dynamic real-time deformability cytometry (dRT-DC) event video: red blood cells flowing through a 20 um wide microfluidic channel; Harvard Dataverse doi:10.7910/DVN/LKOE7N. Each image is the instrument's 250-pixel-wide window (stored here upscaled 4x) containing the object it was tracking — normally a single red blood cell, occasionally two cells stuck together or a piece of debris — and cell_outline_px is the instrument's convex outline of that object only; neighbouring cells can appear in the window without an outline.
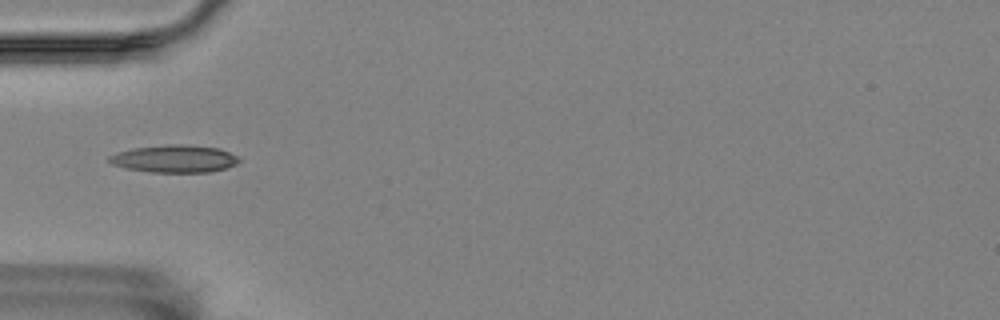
{"species": "Egyptian fruit bat (a non-hibernating species)", "species_latin": "Rousettus aegyptiacus", "temperature_condition": "room temperature", "stored_images_in_passage": 18, "camera_frame_rate_fps": 3000, "um_per_image_px": 0.085, "animal": {"sex": "female"}, "frame": {"image": 1, "passage_image": 1, "time_ms": 0.0, "image_size_px": [1000, 320], "cell_outline_px": [[240, 160], [236, 164], [228, 168], [212, 172], [152, 172], [124, 168], [112, 164], [108, 160], [108, 156], [116, 152], [132, 148], [168, 144], [184, 144], [220, 148], [236, 156]], "centroid_in_image_um": [14.82, 13.49], "position_along_channel_um": 70.2, "area_um2": 20.98}}
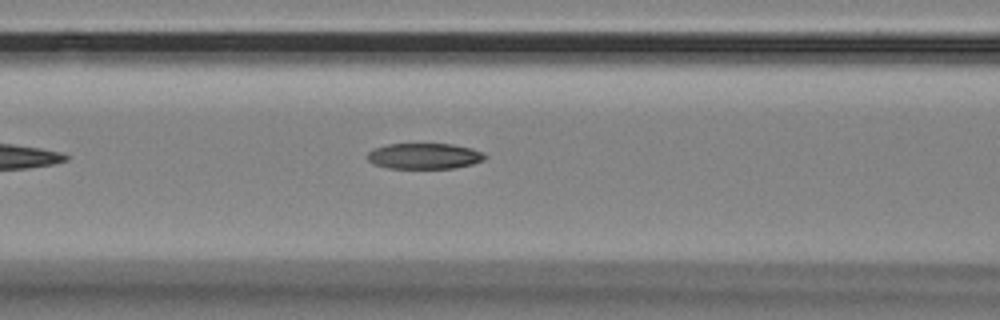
{"frame": {"image": 2, "passage_image": 6, "time_ms": 1.667, "image_size_px": [1000, 320], "cell_outline_px": [[488, 156], [484, 160], [472, 164], [452, 168], [388, 168], [372, 164], [368, 160], [368, 152], [372, 148], [388, 144], [452, 144], [472, 148]], "centroid_in_image_um": [36.04, 13.26], "position_along_channel_um": 130.6, "area_um2": 17.69}}